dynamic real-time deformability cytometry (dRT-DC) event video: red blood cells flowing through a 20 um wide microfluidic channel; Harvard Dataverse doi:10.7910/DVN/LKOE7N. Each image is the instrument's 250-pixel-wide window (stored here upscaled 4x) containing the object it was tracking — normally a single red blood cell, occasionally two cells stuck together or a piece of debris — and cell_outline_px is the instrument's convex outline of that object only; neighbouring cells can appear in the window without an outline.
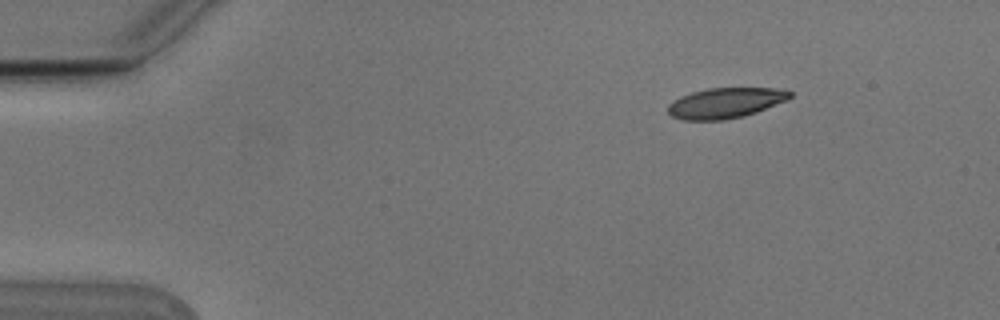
{"species": "Egyptian fruit bat (a non-hibernating species)", "species_latin": "Rousettus aegyptiacus", "temperature_condition": "cold", "stored_images_in_passage": 5, "camera_frame_rate_fps": 3000, "um_per_image_px": 0.085, "animal": {"sex": "male"}, "frame": {"image": 1, "passage_image": 1, "time_ms": 0.0, "image_size_px": [1000, 320], "cell_outline_px": [[792, 96], [788, 100], [756, 112], [744, 116], [724, 120], [680, 120], [672, 116], [668, 112], [668, 104], [680, 96], [692, 92], [708, 88], [784, 88], [792, 92]], "centroid_in_image_um": [61.68, 8.75], "position_along_channel_um": 23.3, "area_um2": 21.79}}